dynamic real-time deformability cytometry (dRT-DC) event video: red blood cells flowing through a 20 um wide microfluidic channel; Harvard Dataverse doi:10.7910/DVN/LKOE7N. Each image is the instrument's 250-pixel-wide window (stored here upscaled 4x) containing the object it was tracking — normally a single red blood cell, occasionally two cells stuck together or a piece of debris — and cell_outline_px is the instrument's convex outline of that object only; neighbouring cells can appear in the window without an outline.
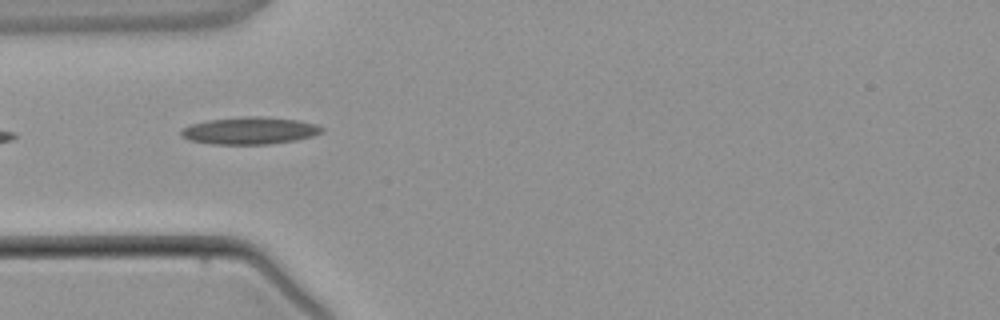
{"species": "common noctule bat (a hibernating species)", "species_latin": "Nyctalus noctula", "temperature_condition": "warm", "stored_images_in_passage": 2, "camera_frame_rate_fps": 3000, "um_per_image_px": 0.085, "animal": {"sex": "male", "body_mass_g": 21.5, "forearm_length_mm": 52.0}, "frame": {"image": 1, "passage_image": 1, "time_ms": 0.0, "image_size_px": [1000, 320], "cell_outline_px": [[324, 128], [320, 132], [312, 136], [296, 140], [268, 144], [212, 144], [188, 140], [180, 136], [180, 128], [192, 124], [208, 120], [244, 116], [260, 116], [296, 120], [316, 124]], "centroid_in_image_um": [21.17, 11.1], "position_along_channel_um": 63.8, "area_um2": 22.31}}
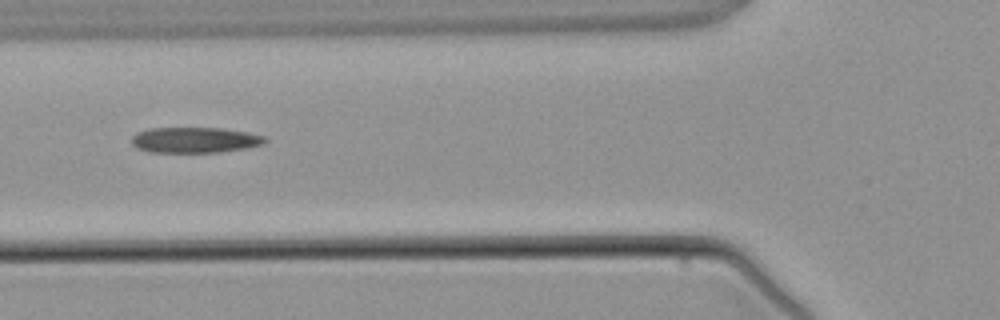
{"frame": {"image": 2, "passage_image": 2, "time_ms": 1.0, "image_size_px": [1000, 320], "cell_outline_px": [[268, 140], [264, 144], [248, 148], [220, 152], [148, 152], [136, 148], [132, 144], [132, 136], [136, 132], [148, 128], [220, 128], [244, 132], [264, 136]], "centroid_in_image_um": [16.53, 11.9], "position_along_channel_um": 109.3, "area_um2": 20.0}}